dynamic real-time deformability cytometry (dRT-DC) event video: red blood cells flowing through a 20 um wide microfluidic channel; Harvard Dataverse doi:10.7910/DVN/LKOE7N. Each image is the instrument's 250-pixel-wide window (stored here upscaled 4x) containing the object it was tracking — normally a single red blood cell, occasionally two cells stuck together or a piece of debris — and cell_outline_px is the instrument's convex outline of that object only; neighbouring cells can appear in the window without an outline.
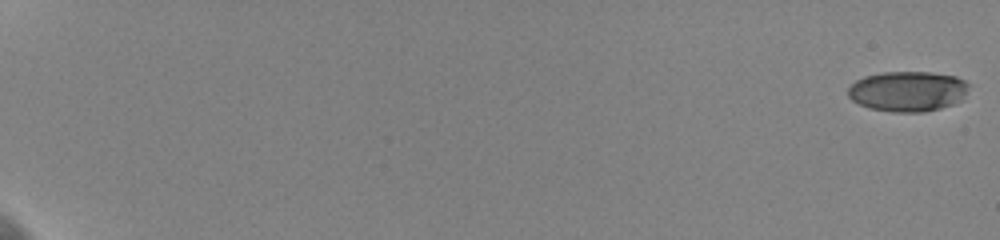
{"species": "human", "species_latin": "Homo sapiens", "temperature_condition": "cold", "stored_images_in_passage": 60, "camera_frame_rate_fps": 3000, "um_per_image_px": 0.085, "donor": {"sex": "female"}, "frame": {"image": 1, "passage_image": 1, "time_ms": 0.0, "image_size_px": [1000, 240], "cell_outline_px": [[968, 88], [960, 100], [952, 104], [940, 108], [924, 112], [892, 112], [868, 108], [852, 100], [848, 96], [848, 88], [856, 80], [864, 76], [884, 72], [932, 72], [956, 76], [964, 80], [968, 84]], "centroid_in_image_um": [77.14, 7.76], "position_along_channel_um": 7.9, "area_um2": 28.32}}
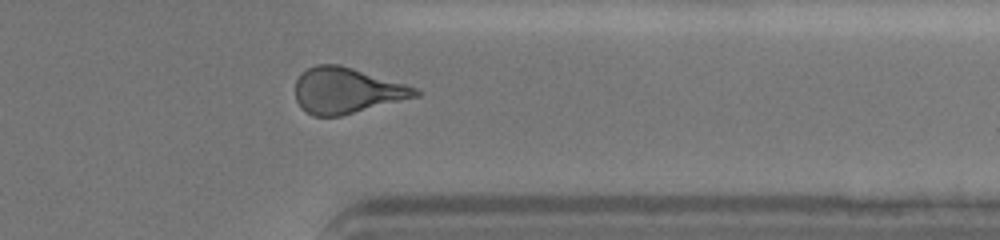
{"frame": {"image": 2, "passage_image": 51, "time_ms": 16.667, "image_size_px": [1000, 240], "cell_outline_px": [[424, 92], [420, 96], [340, 116], [312, 116], [296, 100], [296, 80], [300, 72], [316, 64], [340, 64], [404, 84], [416, 88]], "centroid_in_image_um": [29.48, 7.69], "position_along_channel_um": 381.9, "area_um2": 31.91}}
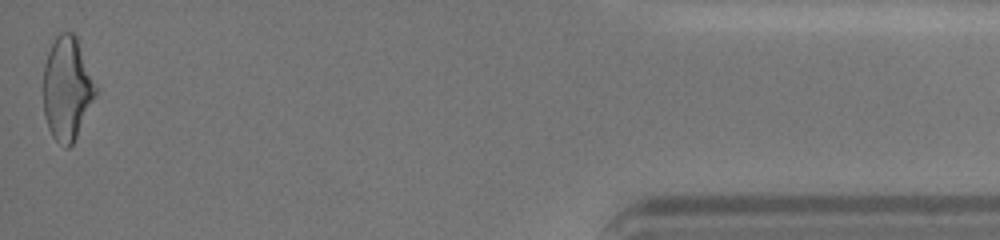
{"frame": {"image": 3, "passage_image": 60, "time_ms": 19.667, "image_size_px": [1000, 240], "cell_outline_px": [[96, 92], [76, 136], [72, 144], [68, 148], [64, 148], [52, 136], [48, 128], [44, 116], [44, 64], [48, 52], [56, 36], [60, 32], [72, 32], [76, 36], [96, 84]], "centroid_in_image_um": [5.68, 7.51], "position_along_channel_um": 429.5, "area_um2": 31.04}, "authors_computed_cell_mechanics": {"area_um2": 31.1831, "velocity_mm_per_s": 3.616, "shape_relaxation_time_tau1_ms": 6.5109, "shape_relaxation_time_tau2_ms": 2.3426, "deformation_change_tau1": 0.2035, "deformation_change_tau2": 0.1058}}